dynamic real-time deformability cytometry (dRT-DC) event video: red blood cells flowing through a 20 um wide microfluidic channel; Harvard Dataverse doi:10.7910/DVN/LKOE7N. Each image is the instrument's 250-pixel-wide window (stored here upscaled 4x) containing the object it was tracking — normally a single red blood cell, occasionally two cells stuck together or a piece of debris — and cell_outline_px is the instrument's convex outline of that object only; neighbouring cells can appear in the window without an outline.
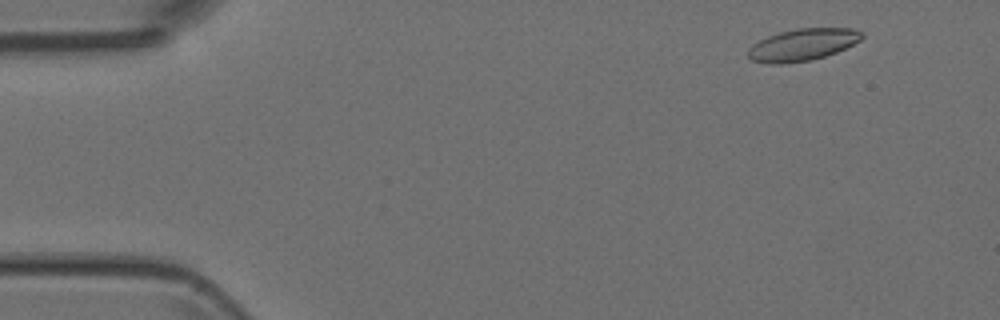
{"species": "Egyptian fruit bat (a non-hibernating species)", "species_latin": "Rousettus aegyptiacus", "temperature_condition": "room temperature", "stored_images_in_passage": 24, "camera_frame_rate_fps": 3000, "um_per_image_px": 0.085, "animal": {"sex": "female"}, "frame": {"image": 1, "passage_image": 4, "time_ms": 1.0, "image_size_px": [1000, 320], "cell_outline_px": [[864, 36], [860, 40], [836, 52], [812, 60], [780, 64], [768, 64], [752, 60], [748, 56], [748, 48], [752, 44], [768, 36], [780, 32], [796, 28], [852, 28], [864, 32]], "centroid_in_image_um": [68.21, 3.8], "position_along_channel_um": 16.8, "area_um2": 21.21}}
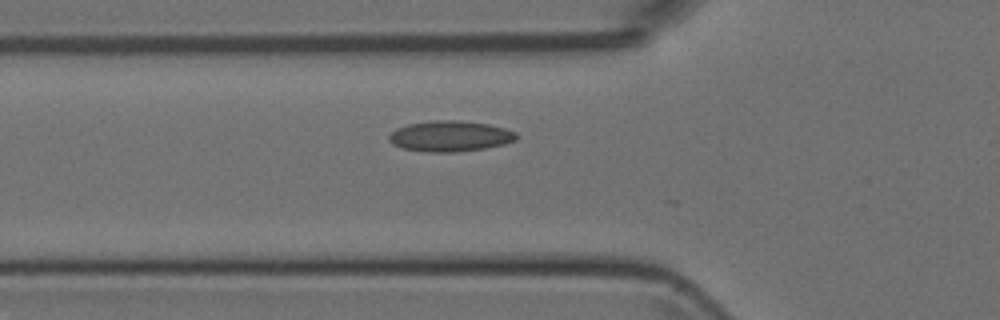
{"frame": {"image": 2, "passage_image": 17, "time_ms": 5.333, "image_size_px": [1000, 320], "cell_outline_px": [[516, 140], [504, 144], [484, 148], [456, 152], [428, 152], [404, 148], [392, 144], [388, 140], [388, 136], [396, 128], [408, 124], [432, 120], [456, 120], [488, 124], [504, 128], [516, 132]], "centroid_in_image_um": [38.23, 11.57], "position_along_channel_um": 87.6, "area_um2": 22.72}}
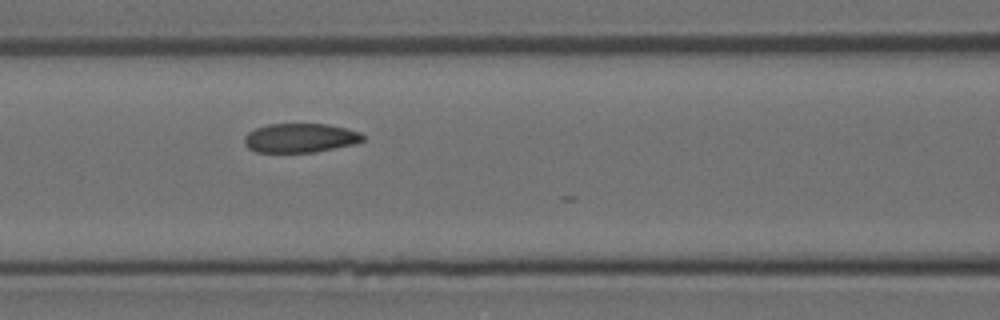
{"frame": {"image": 3, "passage_image": 21, "time_ms": 6.667, "image_size_px": [1000, 320], "cell_outline_px": [[364, 140], [356, 144], [316, 152], [256, 152], [248, 148], [244, 144], [244, 136], [248, 132], [256, 128], [268, 124], [328, 124], [348, 128], [360, 132], [364, 136]], "centroid_in_image_um": [25.54, 11.73], "position_along_channel_um": 141.1, "area_um2": 20.35}}